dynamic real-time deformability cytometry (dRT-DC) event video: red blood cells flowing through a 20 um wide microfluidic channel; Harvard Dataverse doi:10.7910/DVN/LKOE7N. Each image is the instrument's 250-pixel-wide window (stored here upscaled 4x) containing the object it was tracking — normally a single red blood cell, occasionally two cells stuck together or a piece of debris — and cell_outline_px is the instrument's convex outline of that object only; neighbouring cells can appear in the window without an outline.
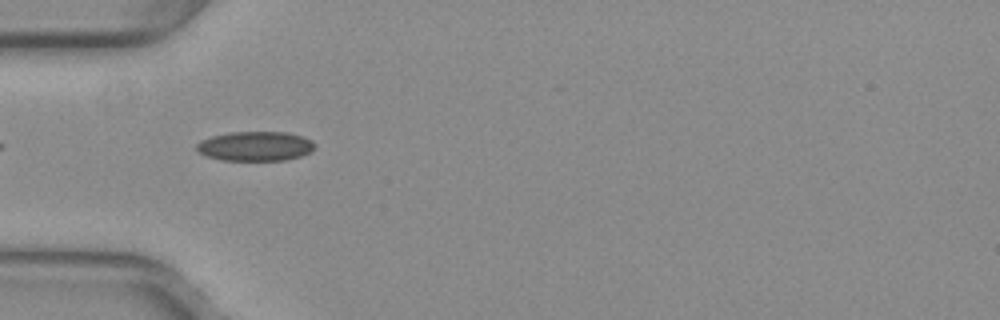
{"species": "common noctule bat (a hibernating species)", "species_latin": "Nyctalus noctula", "temperature_condition": "warm", "stored_images_in_passage": 37, "camera_frame_rate_fps": 3000, "um_per_image_px": 0.085, "animal": {"sex": "female", "body_mass_g": 29.2, "forearm_length_mm": 56.3}, "frame": {"image": 1, "passage_image": 2, "time_ms": 0.333, "image_size_px": [1000, 320], "cell_outline_px": [[316, 144], [312, 152], [300, 156], [284, 160], [224, 160], [208, 156], [200, 152], [196, 148], [196, 144], [200, 140], [212, 136], [228, 132], [288, 132], [312, 140]], "centroid_in_image_um": [21.72, 12.41], "position_along_channel_um": 63.3, "area_um2": 20.29}}
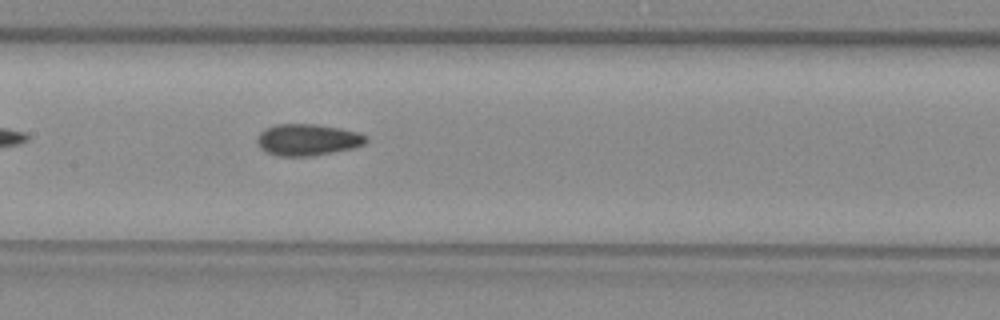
{"frame": {"image": 2, "passage_image": 11, "time_ms": 3.333, "image_size_px": [1000, 320], "cell_outline_px": [[368, 140], [364, 144], [352, 148], [332, 152], [308, 156], [276, 156], [260, 148], [256, 140], [260, 132], [264, 128], [276, 124], [316, 124], [340, 128], [356, 132], [368, 136]], "centroid_in_image_um": [26.12, 11.87], "position_along_channel_um": 181.3, "area_um2": 20.0}}
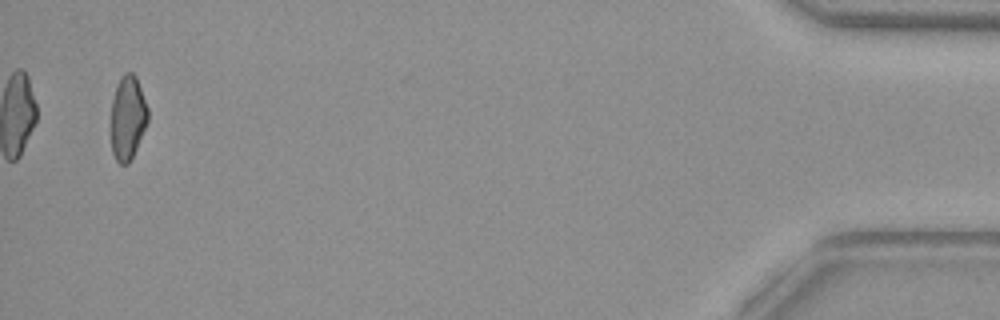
{"frame": {"image": 3, "passage_image": 36, "time_ms": 11.667, "image_size_px": [1000, 320], "cell_outline_px": [[148, 120], [136, 148], [128, 164], [120, 164], [116, 160], [112, 152], [112, 100], [116, 84], [120, 76], [124, 72], [132, 72], [136, 76], [148, 108]], "centroid_in_image_um": [10.85, 9.96], "position_along_channel_um": 424.3, "area_um2": 17.92}, "authors_computed_cell_mechanics": {"area_um2": 19.363, "velocity_mm_per_s": 3.9772, "shape_relaxation_time_tau1_ms": null, "shape_relaxation_time_tau2_ms": 2.7644, "deformation_change_tau1": null, "deformation_change_tau2": 0.0944}}